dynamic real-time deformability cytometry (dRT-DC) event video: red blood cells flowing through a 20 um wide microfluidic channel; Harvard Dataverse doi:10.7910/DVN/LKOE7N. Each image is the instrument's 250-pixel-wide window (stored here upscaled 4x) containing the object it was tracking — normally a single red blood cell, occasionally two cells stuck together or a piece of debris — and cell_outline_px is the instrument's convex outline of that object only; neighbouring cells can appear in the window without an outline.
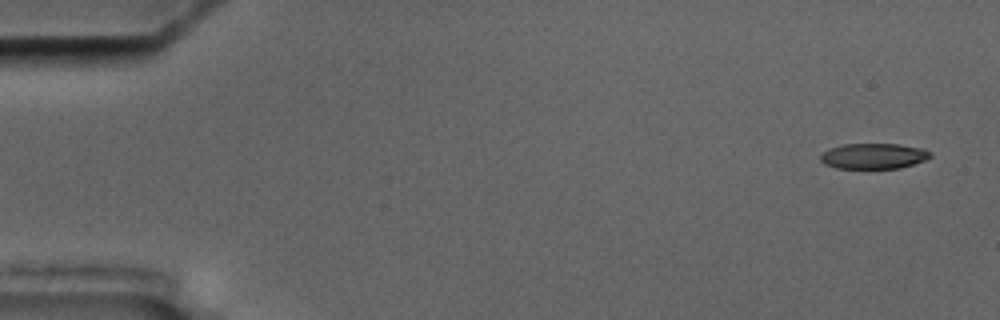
{"species": "common noctule bat (a hibernating species)", "species_latin": "Nyctalus noctula", "temperature_condition": "cold", "stored_images_in_passage": 5, "camera_frame_rate_fps": 3000, "um_per_image_px": 0.085, "animal": {"sex": "male", "body_mass_g": 17.5, "forearm_length_mm": 52.3}, "frame": {"image": 1, "passage_image": 1, "time_ms": 0.0, "image_size_px": [1000, 320], "cell_outline_px": [[932, 156], [924, 160], [900, 168], [836, 168], [824, 164], [820, 160], [820, 156], [824, 152], [832, 148], [844, 144], [896, 144], [924, 148], [932, 152]], "centroid_in_image_um": [74.28, 13.26], "position_along_channel_um": 10.7, "area_um2": 16.24}}
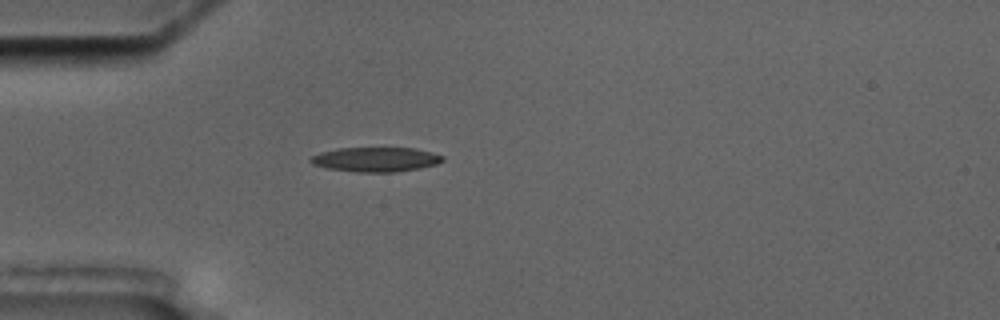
{"frame": {"image": 2, "passage_image": 5, "time_ms": 4.667, "image_size_px": [1000, 320], "cell_outline_px": [[444, 160], [436, 164], [420, 168], [396, 172], [356, 172], [328, 168], [312, 164], [308, 160], [312, 156], [320, 152], [336, 148], [412, 148], [432, 152], [444, 156]], "centroid_in_image_um": [31.93, 13.55], "position_along_channel_um": 53.1, "area_um2": 18.9}}